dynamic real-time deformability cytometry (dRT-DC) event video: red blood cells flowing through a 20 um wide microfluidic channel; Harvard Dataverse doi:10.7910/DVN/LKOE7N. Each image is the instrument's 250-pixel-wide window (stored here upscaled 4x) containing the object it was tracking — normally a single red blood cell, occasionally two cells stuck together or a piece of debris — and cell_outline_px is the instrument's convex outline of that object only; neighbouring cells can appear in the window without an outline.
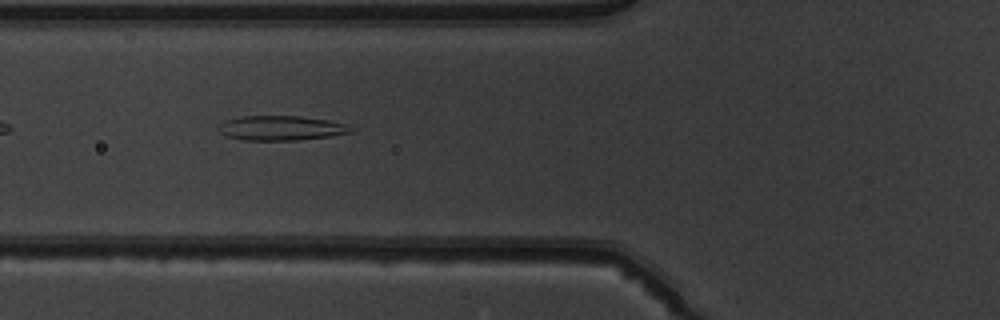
{"species": "common noctule bat (a hibernating species)", "species_latin": "Nyctalus noctula", "temperature_condition": "warm", "stored_images_in_passage": 35, "camera_frame_rate_fps": 3000, "um_per_image_px": 0.085, "animal": {"sex": "male", "body_mass_g": 19.5, "forearm_length_mm": 54.6}, "frame": {"image": 1, "passage_image": 3, "time_ms": 0.667, "image_size_px": [1000, 320], "cell_outline_px": [[352, 132], [328, 136], [296, 140], [244, 140], [228, 136], [220, 132], [216, 128], [216, 124], [224, 120], [240, 116], [300, 116], [328, 120], [344, 124], [352, 128]], "centroid_in_image_um": [23.8, 10.87], "position_along_channel_um": 102.0, "area_um2": 18.96}}
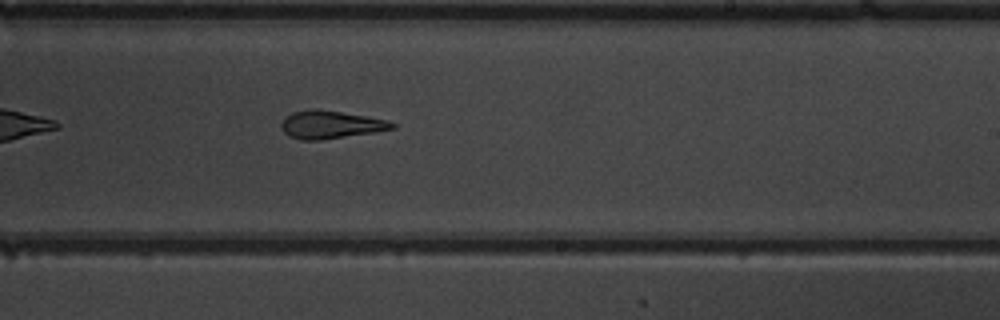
{"frame": {"image": 2, "passage_image": 15, "time_ms": 4.667, "image_size_px": [1000, 320], "cell_outline_px": [[396, 128], [376, 132], [320, 140], [300, 140], [288, 136], [284, 132], [280, 124], [284, 116], [292, 112], [312, 108], [316, 108], [388, 120], [396, 124]], "centroid_in_image_um": [28.07, 10.59], "position_along_channel_um": 260.9, "area_um2": 18.15}}
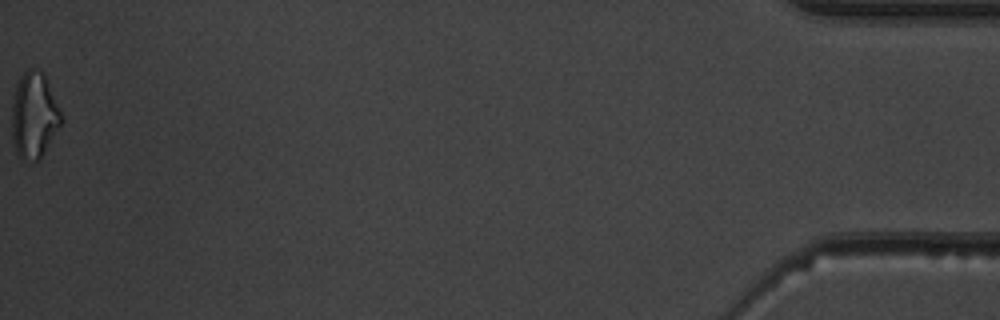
{"frame": {"image": 3, "passage_image": 35, "time_ms": 11.333, "image_size_px": [1000, 320], "cell_outline_px": [[64, 120], [40, 160], [20, 160], [16, 152], [12, 140], [12, 104], [16, 88], [20, 76], [28, 68], [36, 68], [44, 72]], "centroid_in_image_um": [2.9, 9.82], "position_along_channel_um": 432.3, "area_um2": 24.97}}